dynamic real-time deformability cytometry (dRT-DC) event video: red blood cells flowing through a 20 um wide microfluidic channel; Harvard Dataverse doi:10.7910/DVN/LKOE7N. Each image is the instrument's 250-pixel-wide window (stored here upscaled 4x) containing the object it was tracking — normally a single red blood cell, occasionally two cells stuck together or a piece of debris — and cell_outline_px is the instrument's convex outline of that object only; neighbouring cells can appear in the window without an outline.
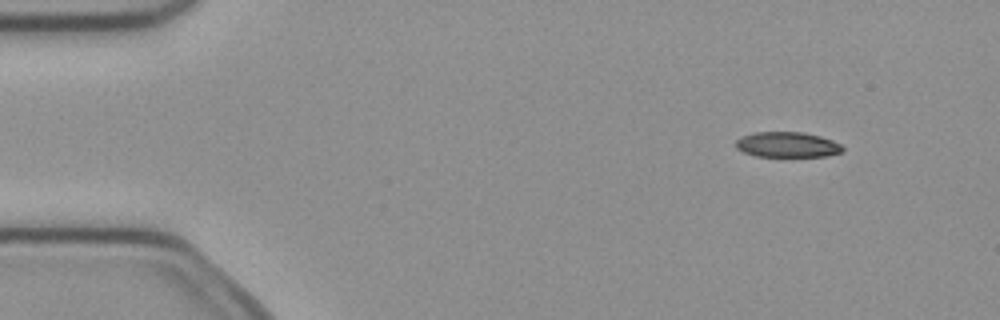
{"species": "common noctule bat (a hibernating species)", "species_latin": "Nyctalus noctula", "temperature_condition": "cold", "stored_images_in_passage": 3, "camera_frame_rate_fps": 3000, "um_per_image_px": 0.085, "animal": {"sex": "female", "body_mass_g": 21.9}, "frame": {"image": 1, "passage_image": 1, "time_ms": 0.0, "image_size_px": [1000, 320], "cell_outline_px": [[844, 152], [828, 156], [756, 156], [744, 152], [736, 148], [736, 140], [740, 136], [752, 132], [804, 132], [820, 136], [832, 140], [840, 144], [844, 148]], "centroid_in_image_um": [66.93, 12.29], "position_along_channel_um": 18.1, "area_um2": 15.9}}